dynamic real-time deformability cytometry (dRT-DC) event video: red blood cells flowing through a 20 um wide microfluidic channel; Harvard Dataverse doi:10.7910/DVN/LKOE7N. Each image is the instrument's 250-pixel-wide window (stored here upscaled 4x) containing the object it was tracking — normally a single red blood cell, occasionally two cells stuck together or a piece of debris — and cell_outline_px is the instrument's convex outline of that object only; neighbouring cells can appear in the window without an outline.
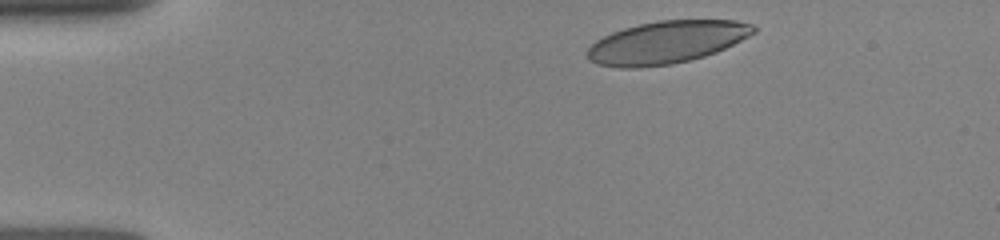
{"species": "human", "species_latin": "Homo sapiens", "temperature_condition": "room temperature", "stored_images_in_passage": 34, "camera_frame_rate_fps": 3000, "um_per_image_px": 0.085, "donor": {"sex": "female"}, "frame": {"image": 1, "passage_image": 1, "time_ms": 0.0, "image_size_px": [1000, 240], "cell_outline_px": [[756, 32], [716, 52], [704, 56], [672, 64], [640, 68], [620, 68], [596, 64], [588, 60], [588, 48], [596, 40], [612, 32], [624, 28], [640, 24], [660, 20], [736, 20], [752, 24], [756, 28]], "centroid_in_image_um": [56.63, 3.6], "position_along_channel_um": 28.4, "area_um2": 41.04}}
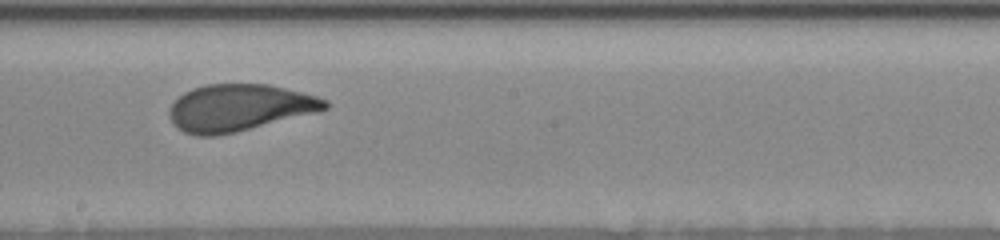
{"frame": {"image": 2, "passage_image": 19, "time_ms": 6.667, "image_size_px": [1000, 240], "cell_outline_px": [[328, 108], [316, 112], [236, 132], [216, 136], [196, 136], [184, 132], [176, 128], [172, 124], [168, 112], [172, 104], [184, 92], [192, 88], [204, 84], [268, 84], [316, 96], [328, 100]], "centroid_in_image_um": [20.28, 9.16], "position_along_channel_um": 227.9, "area_um2": 42.43}}
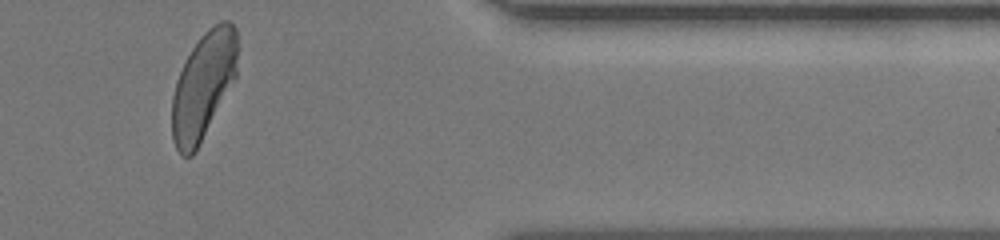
{"frame": {"image": 3, "passage_image": 32, "time_ms": 11.333, "image_size_px": [1000, 240], "cell_outline_px": [[236, 76], [200, 144], [192, 156], [184, 156], [176, 148], [172, 140], [172, 96], [176, 80], [192, 48], [200, 36], [208, 28], [220, 20], [228, 20], [236, 28]], "centroid_in_image_um": [17.27, 7.27], "position_along_channel_um": 394.1, "area_um2": 40.4}}